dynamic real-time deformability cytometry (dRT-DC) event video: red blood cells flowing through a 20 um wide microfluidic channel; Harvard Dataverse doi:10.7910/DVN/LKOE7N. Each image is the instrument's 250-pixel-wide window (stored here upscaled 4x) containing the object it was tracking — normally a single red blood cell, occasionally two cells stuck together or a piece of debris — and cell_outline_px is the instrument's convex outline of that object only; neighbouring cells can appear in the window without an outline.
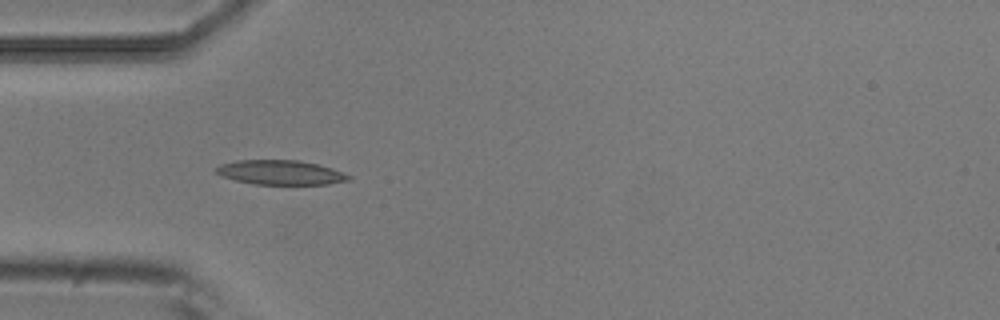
{"species": "common noctule bat (a hibernating species)", "species_latin": "Nyctalus noctula", "temperature_condition": "room temperature", "stored_images_in_passage": 8, "camera_frame_rate_fps": 3000, "um_per_image_px": 0.085, "animal": {"sex": "male", "body_mass_g": 20.5, "forearm_length_mm": 52.5}, "frame": {"image": 1, "passage_image": 4, "time_ms": 1.0, "image_size_px": [1000, 320], "cell_outline_px": [[352, 180], [328, 184], [252, 184], [220, 176], [212, 168], [220, 164], [236, 160], [300, 160], [332, 168], [344, 172], [352, 176]], "centroid_in_image_um": [23.83, 14.65], "position_along_channel_um": 61.2, "area_um2": 19.13}}
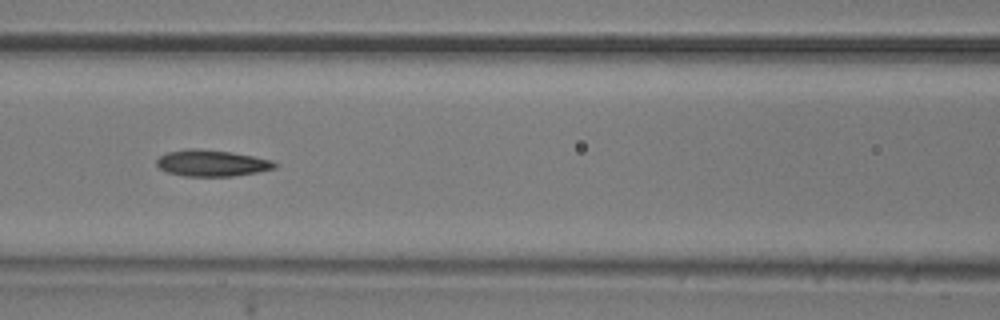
{"frame": {"image": 2, "passage_image": 6, "time_ms": 1.667, "image_size_px": [1000, 320], "cell_outline_px": [[276, 168], [256, 172], [232, 176], [184, 176], [168, 172], [160, 168], [156, 164], [156, 160], [160, 156], [168, 152], [184, 148], [196, 148], [232, 152], [272, 160], [276, 164]], "centroid_in_image_um": [17.97, 13.85], "position_along_channel_um": 148.6, "area_um2": 18.09}}
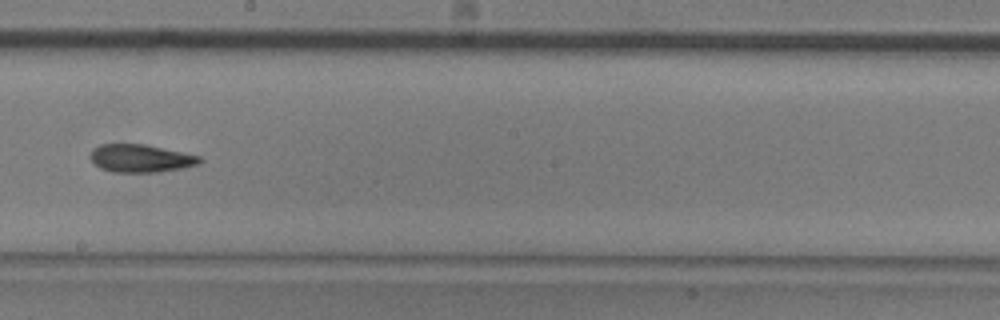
{"frame": {"image": 3, "passage_image": 8, "time_ms": 2.333, "image_size_px": [1000, 320], "cell_outline_px": [[204, 160], [200, 164], [184, 168], [156, 172], [112, 172], [100, 168], [92, 160], [92, 148], [100, 144], [144, 144], [200, 156]], "centroid_in_image_um": [11.99, 13.46], "position_along_channel_um": 236.2, "area_um2": 17.69}}